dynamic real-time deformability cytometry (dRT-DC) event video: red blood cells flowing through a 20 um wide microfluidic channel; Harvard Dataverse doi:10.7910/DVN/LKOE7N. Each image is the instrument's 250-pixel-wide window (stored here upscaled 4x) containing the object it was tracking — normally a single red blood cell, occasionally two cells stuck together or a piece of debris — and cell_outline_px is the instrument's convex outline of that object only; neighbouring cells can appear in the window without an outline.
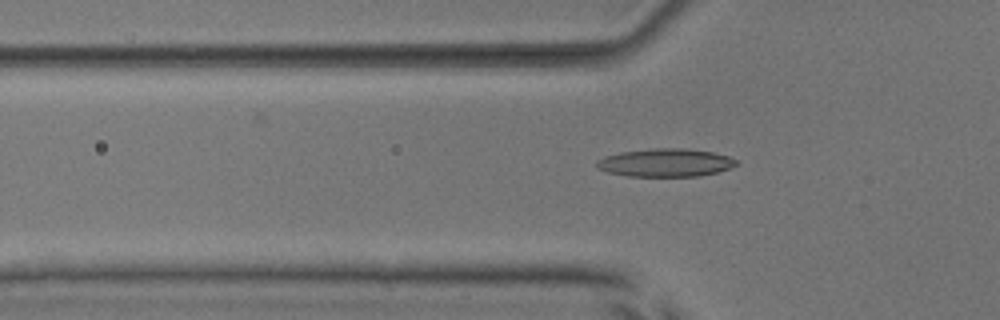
{"species": "common noctule bat (a hibernating species)", "species_latin": "Nyctalus noctula", "temperature_condition": "room temperature", "stored_images_in_passage": 53, "camera_frame_rate_fps": 3000, "um_per_image_px": 0.085, "animal": {"sex": "male", "body_mass_g": 17.9, "forearm_length_mm": 54.2}, "frame": {"image": 1, "passage_image": 18, "time_ms": 5.667, "image_size_px": [1000, 320], "cell_outline_px": [[740, 164], [716, 172], [700, 176], [628, 176], [608, 172], [596, 168], [596, 160], [604, 156], [620, 152], [652, 148], [684, 148], [712, 152], [728, 156], [736, 160]], "centroid_in_image_um": [56.54, 13.82], "position_along_channel_um": 69.3, "area_um2": 22.89}}
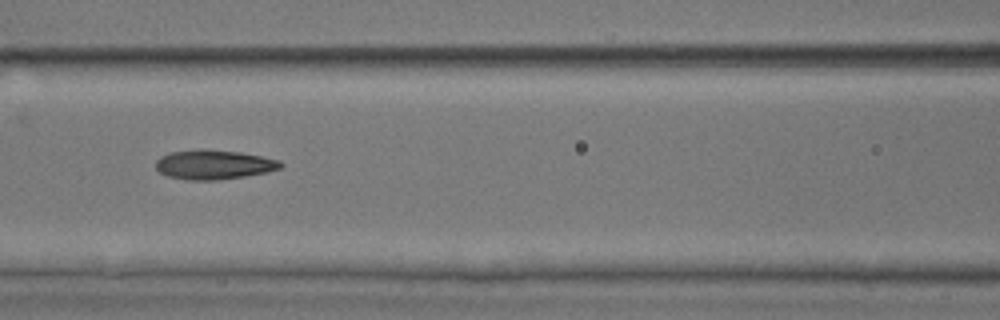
{"frame": {"image": 2, "passage_image": 24, "time_ms": 7.667, "image_size_px": [1000, 320], "cell_outline_px": [[284, 164], [280, 168], [264, 172], [244, 176], [216, 180], [188, 180], [168, 176], [160, 172], [156, 168], [156, 160], [160, 156], [168, 152], [200, 148], [208, 148], [240, 152], [280, 160]], "centroid_in_image_um": [18.13, 13.97], "position_along_channel_um": 148.5, "area_um2": 21.56}}
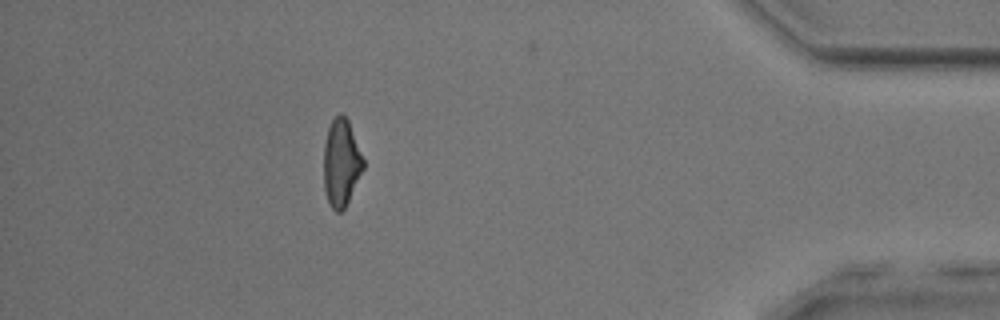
{"frame": {"image": 3, "passage_image": 47, "time_ms": 15.333, "image_size_px": [1000, 320], "cell_outline_px": [[364, 168], [344, 208], [340, 212], [336, 212], [328, 204], [324, 188], [324, 144], [328, 128], [332, 120], [340, 112], [348, 120], [364, 160]], "centroid_in_image_um": [28.99, 13.84], "position_along_channel_um": 406.2, "area_um2": 19.94}, "authors_computed_cell_mechanics": {"area_um2": 20.9236, "velocity_mm_per_s": 3.9752, "shape_relaxation_time_tau1_ms": 4.2309, "shape_relaxation_time_tau2_ms": 2.4263, "deformation_change_tau1": 0.1753, "deformation_change_tau2": 0.116}}